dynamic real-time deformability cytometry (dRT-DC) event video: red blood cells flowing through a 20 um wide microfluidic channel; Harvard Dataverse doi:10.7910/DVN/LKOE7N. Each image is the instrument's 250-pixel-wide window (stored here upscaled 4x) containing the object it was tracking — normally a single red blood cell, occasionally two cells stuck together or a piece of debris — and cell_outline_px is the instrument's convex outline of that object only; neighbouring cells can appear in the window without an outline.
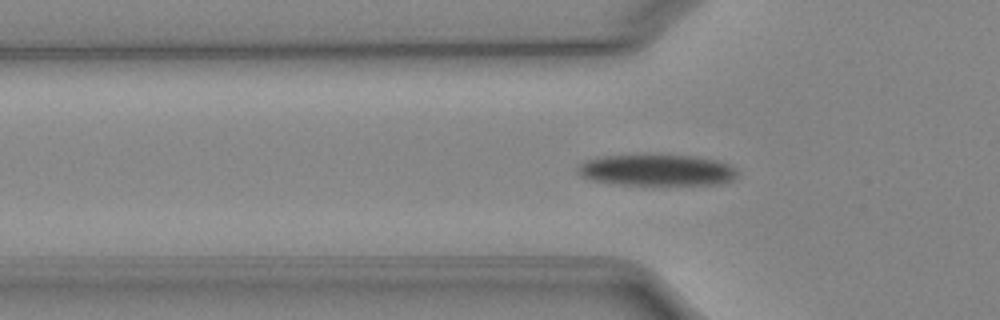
{"species": "Egyptian fruit bat (a non-hibernating species)", "species_latin": "Rousettus aegyptiacus", "temperature_condition": "cold", "stored_images_in_passage": 51, "camera_frame_rate_fps": 3000, "um_per_image_px": 0.085, "animal": {"sex": "female"}, "frame": {"image": 1, "passage_image": 15, "time_ms": 4.667, "image_size_px": [1000, 320], "cell_outline_px": [[740, 172], [732, 180], [724, 184], [612, 184], [588, 180], [580, 176], [576, 172], [576, 168], [584, 160], [600, 156], [644, 152], [660, 152], [696, 156], [716, 160], [732, 164]], "centroid_in_image_um": [55.79, 14.4], "position_along_channel_um": 70.0, "area_um2": 30.87}}
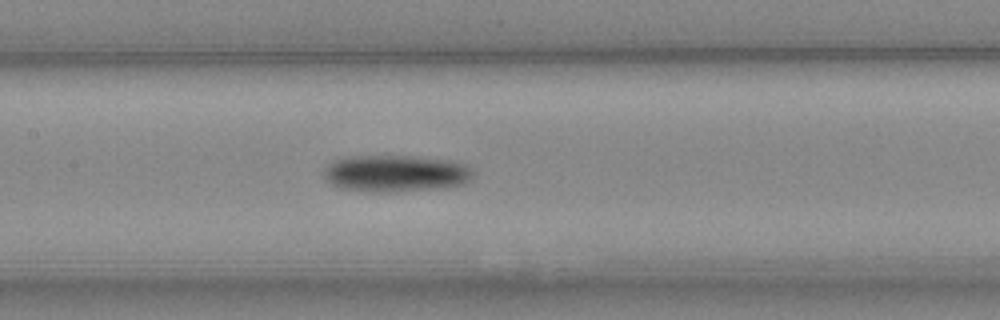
{"frame": {"image": 2, "passage_image": 23, "time_ms": 7.333, "image_size_px": [1000, 320], "cell_outline_px": [[472, 176], [468, 180], [460, 184], [448, 188], [388, 192], [368, 192], [340, 188], [332, 184], [324, 176], [324, 172], [328, 164], [332, 160], [352, 156], [408, 156], [452, 160], [464, 164], [472, 168]], "centroid_in_image_um": [33.63, 14.75], "position_along_channel_um": 173.8, "area_um2": 32.14}}
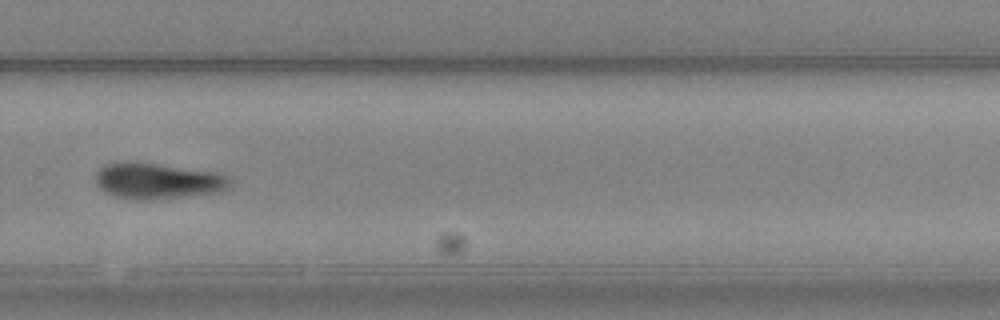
{"frame": {"image": 3, "passage_image": 34, "time_ms": 11.0, "image_size_px": [1000, 320], "cell_outline_px": [[232, 180], [228, 188], [220, 192], [148, 200], [128, 200], [112, 196], [104, 192], [96, 184], [96, 172], [104, 164], [152, 164], [220, 172], [228, 176]], "centroid_in_image_um": [13.42, 15.42], "position_along_channel_um": 316.4, "area_um2": 27.8}, "authors_computed_cell_mechanics": {"area_um2": 28.6688, "velocity_mm_per_s": 3.8975, "shape_relaxation_time_tau1_ms": 3.6257, "shape_relaxation_time_tau2_ms": null, "deformation_change_tau1": 0.0688, "deformation_change_tau2": null}}